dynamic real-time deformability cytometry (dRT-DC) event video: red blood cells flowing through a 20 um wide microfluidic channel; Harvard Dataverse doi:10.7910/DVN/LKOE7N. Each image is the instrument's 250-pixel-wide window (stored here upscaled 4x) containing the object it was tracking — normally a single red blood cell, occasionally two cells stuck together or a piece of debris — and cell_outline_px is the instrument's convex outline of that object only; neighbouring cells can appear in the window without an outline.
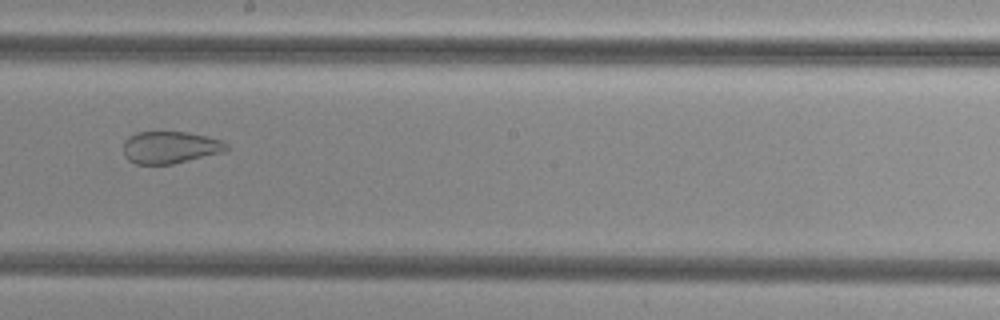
{"species": "common noctule bat (a hibernating species)", "species_latin": "Nyctalus noctula", "temperature_condition": "cold", "stored_images_in_passage": 51, "camera_frame_rate_fps": 3000, "um_per_image_px": 0.085, "animal": {"sex": "female", "body_mass_g": 29.2, "forearm_length_mm": 56.3}, "frame": {"image": 1, "passage_image": 29, "time_ms": 9.333, "image_size_px": [1000, 320], "cell_outline_px": [[228, 148], [224, 152], [172, 164], [136, 164], [128, 160], [124, 156], [124, 140], [128, 136], [136, 132], [184, 132], [224, 140], [228, 144]], "centroid_in_image_um": [14.45, 12.53], "position_along_channel_um": 233.7, "area_um2": 19.36}}
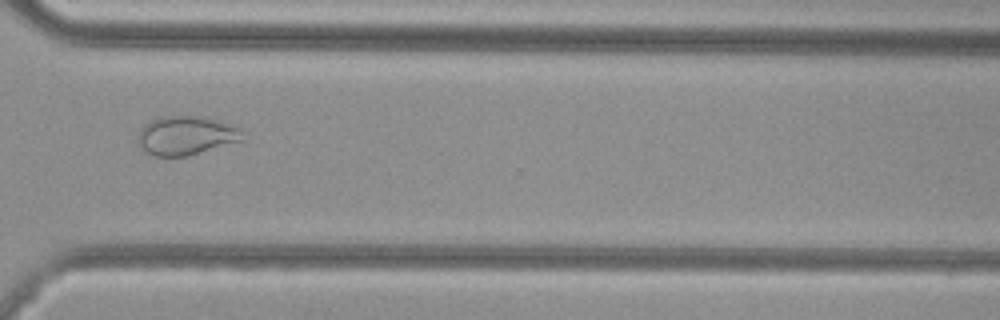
{"frame": {"image": 2, "passage_image": 38, "time_ms": 12.333, "image_size_px": [1000, 320], "cell_outline_px": [[244, 140], [188, 156], [152, 156], [144, 152], [140, 148], [136, 140], [140, 128], [148, 120], [156, 116], [200, 116], [236, 124], [244, 128]], "centroid_in_image_um": [15.83, 11.51], "position_along_channel_um": 354.8, "area_um2": 24.62}}
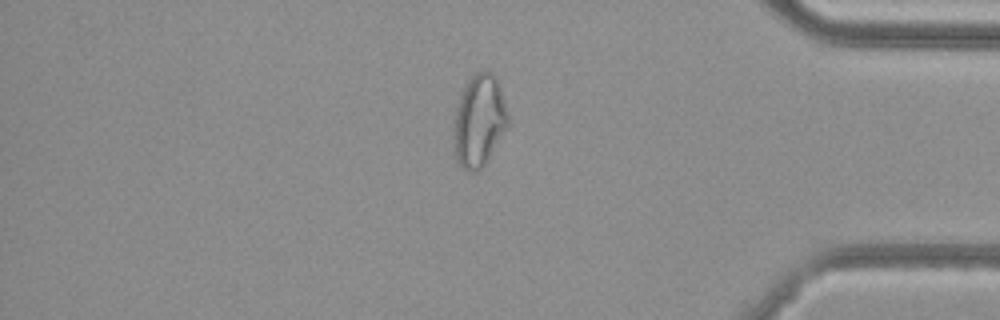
{"frame": {"image": 3, "passage_image": 43, "time_ms": 14.0, "image_size_px": [1000, 320], "cell_outline_px": [[508, 124], [484, 164], [476, 172], [468, 172], [456, 160], [452, 152], [452, 120], [460, 96], [468, 80], [476, 72], [484, 68], [492, 72], [496, 76], [508, 112]], "centroid_in_image_um": [40.67, 10.25], "position_along_channel_um": 394.5, "area_um2": 29.42}}